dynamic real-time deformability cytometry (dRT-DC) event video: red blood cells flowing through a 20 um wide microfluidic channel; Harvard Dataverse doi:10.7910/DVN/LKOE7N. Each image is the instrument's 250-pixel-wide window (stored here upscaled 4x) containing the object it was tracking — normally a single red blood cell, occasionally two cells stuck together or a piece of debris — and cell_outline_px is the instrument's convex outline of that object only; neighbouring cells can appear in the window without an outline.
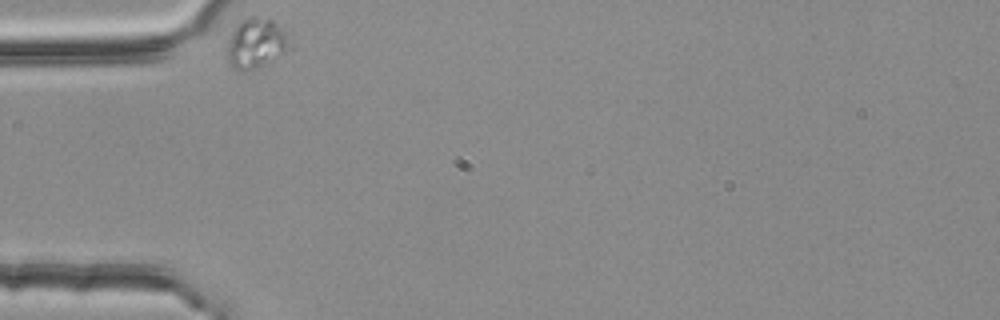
{"species": "common noctule bat (a hibernating species)", "species_latin": "Nyctalus noctula", "temperature_condition": "room temperature", "stored_images_in_passage": 37, "camera_frame_rate_fps": 3000, "um_per_image_px": 0.085, "animal": {"sex": "female", "body_mass_g": 25.1}, "frame": {"image": 1, "passage_image": 1, "time_ms": 0.0, "image_size_px": [1000, 320], "cell_outline_px": [[288, 48], [284, 52], [264, 64], [256, 68], [232, 68], [228, 60], [228, 44], [232, 32], [248, 16], [256, 16], [272, 20], [288, 32]], "centroid_in_image_um": [21.78, 3.64], "position_along_channel_um": 63.2, "area_um2": 17.4}}
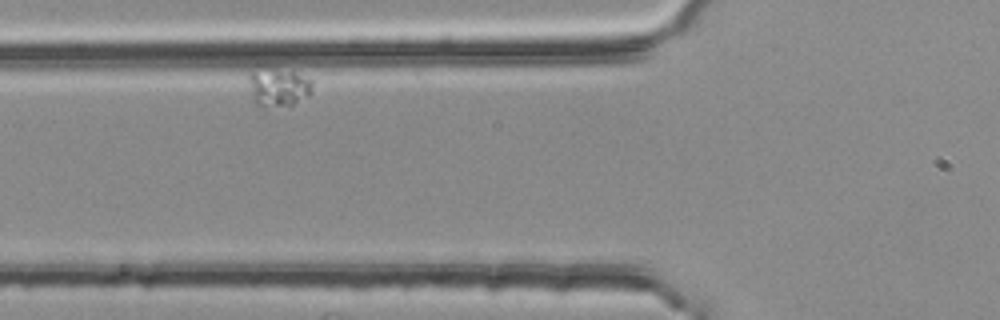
{"frame": {"image": 2, "passage_image": 6, "time_ms": 1.667, "image_size_px": [1000, 320], "cell_outline_px": [[312, 92], [308, 96], [288, 108], [260, 108], [252, 100], [248, 80], [248, 72], [252, 68], [260, 64], [292, 72], [312, 80]], "centroid_in_image_um": [23.57, 7.41], "position_along_channel_um": 102.2, "area_um2": 15.37}}